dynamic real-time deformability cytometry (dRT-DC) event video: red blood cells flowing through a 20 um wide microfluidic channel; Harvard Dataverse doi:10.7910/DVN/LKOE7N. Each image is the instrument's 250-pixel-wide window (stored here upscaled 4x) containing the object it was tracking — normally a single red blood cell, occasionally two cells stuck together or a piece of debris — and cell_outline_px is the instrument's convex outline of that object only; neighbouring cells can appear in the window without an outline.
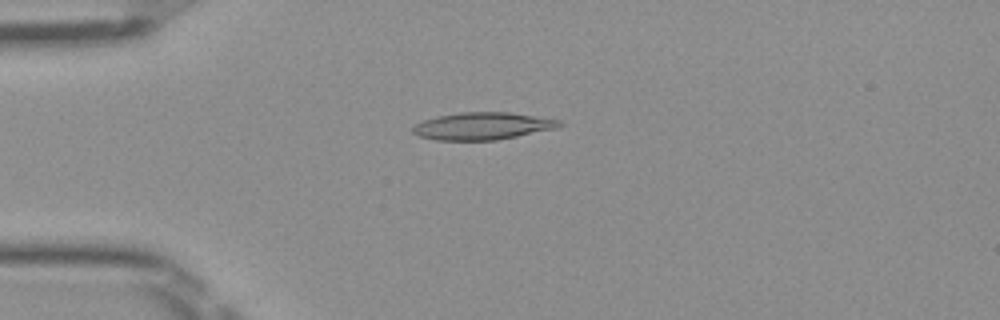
{"species": "Egyptian fruit bat (a non-hibernating species)", "species_latin": "Rousettus aegyptiacus", "temperature_condition": "room temperature", "stored_images_in_passage": 50, "camera_frame_rate_fps": 3000, "um_per_image_px": 0.085, "frame": {"image": 1, "passage_image": 13, "time_ms": 4.0, "image_size_px": [1000, 320], "cell_outline_px": [[564, 124], [556, 128], [496, 140], [436, 140], [420, 136], [412, 132], [412, 128], [416, 124], [424, 120], [436, 116], [460, 112], [508, 112], [560, 120]], "centroid_in_image_um": [40.99, 10.71], "position_along_channel_um": 44.0, "area_um2": 23.12}}
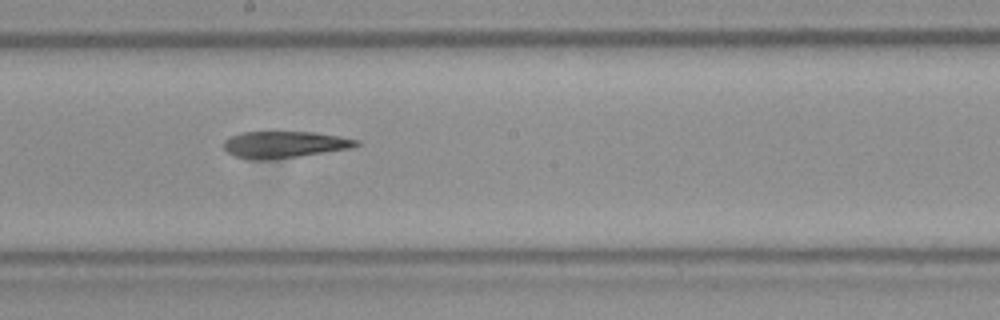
{"frame": {"image": 2, "passage_image": 28, "time_ms": 9.0, "image_size_px": [1000, 320], "cell_outline_px": [[360, 144], [352, 148], [300, 156], [268, 160], [248, 160], [236, 156], [228, 152], [224, 148], [224, 140], [228, 136], [240, 132], [312, 132], [340, 136], [360, 140]], "centroid_in_image_um": [24.16, 12.29], "position_along_channel_um": 224.0, "area_um2": 20.81}}
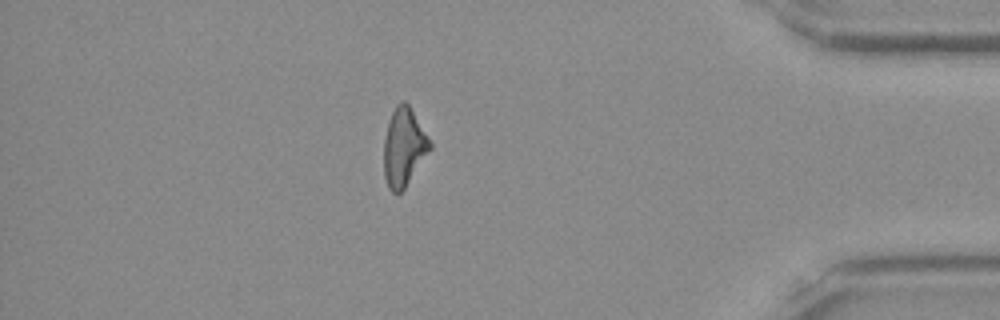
{"frame": {"image": 3, "passage_image": 44, "time_ms": 14.333, "image_size_px": [1000, 320], "cell_outline_px": [[432, 148], [404, 188], [400, 192], [392, 192], [388, 188], [384, 176], [384, 140], [388, 120], [396, 104], [400, 100], [404, 100], [408, 104], [428, 136], [432, 144]], "centroid_in_image_um": [34.31, 12.48], "position_along_channel_um": 400.9, "area_um2": 20.92}, "authors_computed_cell_mechanics": {"area_um2": 21.8195, "velocity_mm_per_s": 4.0299, "shape_relaxation_time_tau1_ms": null, "shape_relaxation_time_tau2_ms": 6.4826, "deformation_change_tau1": null, "deformation_change_tau2": 0.2093}}